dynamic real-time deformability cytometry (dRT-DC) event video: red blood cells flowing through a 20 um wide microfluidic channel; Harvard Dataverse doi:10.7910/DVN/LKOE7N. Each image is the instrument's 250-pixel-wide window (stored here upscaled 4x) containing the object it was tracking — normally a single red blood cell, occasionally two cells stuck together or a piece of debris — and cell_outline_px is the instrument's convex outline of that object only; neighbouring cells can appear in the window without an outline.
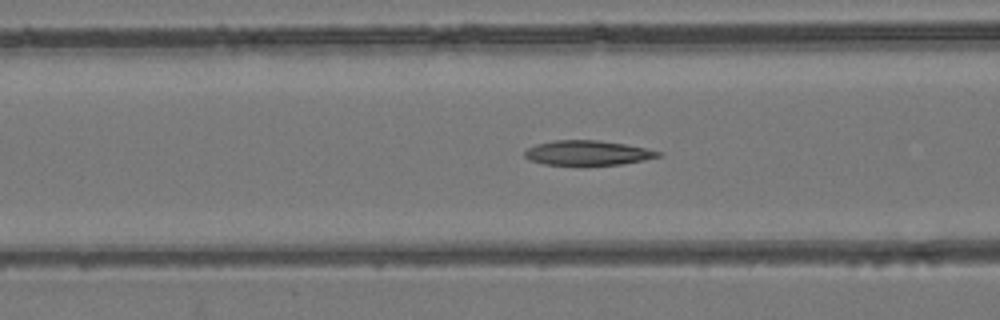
{"species": "common noctule bat (a hibernating species)", "species_latin": "Nyctalus noctula", "temperature_condition": "room temperature", "stored_images_in_passage": 54, "camera_frame_rate_fps": 3000, "um_per_image_px": 0.085, "animal": {"sex": "female", "body_mass_g": 24.6, "forearm_length_mm": 56.2}, "frame": {"image": 1, "passage_image": 22, "time_ms": 7.0, "image_size_px": [1000, 320], "cell_outline_px": [[664, 152], [660, 156], [644, 160], [620, 164], [544, 164], [528, 160], [524, 156], [524, 152], [528, 148], [536, 144], [556, 140], [596, 140], [624, 144]], "centroid_in_image_um": [49.93, 12.98], "position_along_channel_um": 116.7, "area_um2": 18.9}}
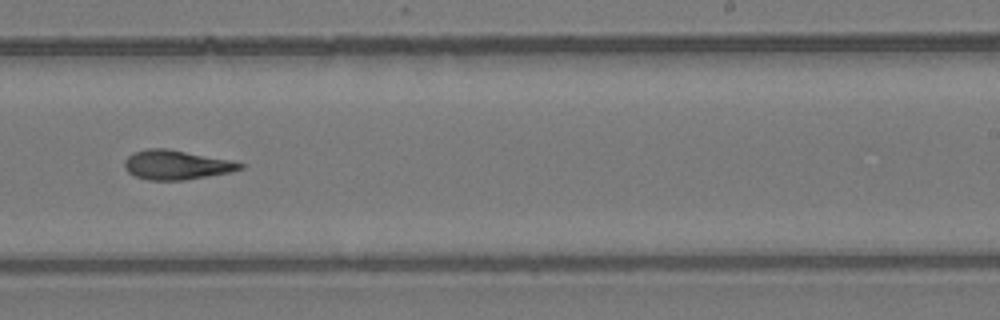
{"frame": {"image": 2, "passage_image": 34, "time_ms": 11.0, "image_size_px": [1000, 320], "cell_outline_px": [[244, 168], [232, 172], [184, 180], [148, 180], [136, 176], [128, 172], [124, 168], [124, 160], [132, 152], [148, 148], [164, 148], [228, 160], [244, 164]], "centroid_in_image_um": [14.95, 14.02], "position_along_channel_um": 274.1, "area_um2": 19.59}}
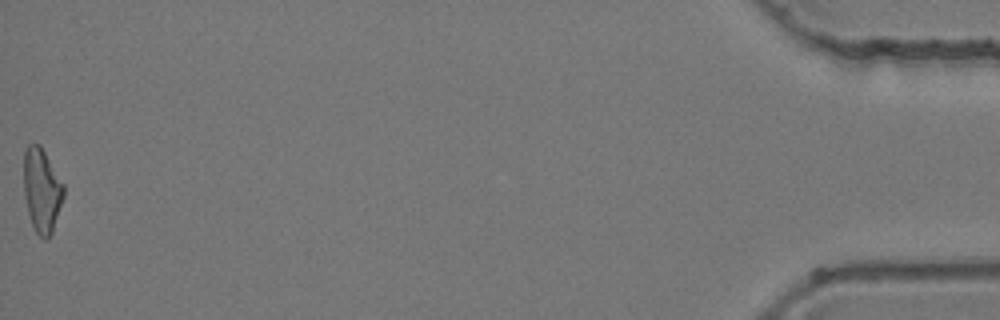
{"frame": {"image": 3, "passage_image": 54, "time_ms": 17.667, "image_size_px": [1000, 320], "cell_outline_px": [[64, 196], [52, 232], [44, 240], [36, 232], [32, 224], [28, 212], [24, 192], [24, 152], [28, 144], [40, 144], [64, 184]], "centroid_in_image_um": [3.56, 16.15], "position_along_channel_um": 431.6, "area_um2": 19.36}, "authors_computed_cell_mechanics": {"area_um2": 19.7098, "velocity_mm_per_s": 3.9289, "shape_relaxation_time_tau1_ms": null, "shape_relaxation_time_tau2_ms": 4.7986, "deformation_change_tau1": null, "deformation_change_tau2": 0.1485}}